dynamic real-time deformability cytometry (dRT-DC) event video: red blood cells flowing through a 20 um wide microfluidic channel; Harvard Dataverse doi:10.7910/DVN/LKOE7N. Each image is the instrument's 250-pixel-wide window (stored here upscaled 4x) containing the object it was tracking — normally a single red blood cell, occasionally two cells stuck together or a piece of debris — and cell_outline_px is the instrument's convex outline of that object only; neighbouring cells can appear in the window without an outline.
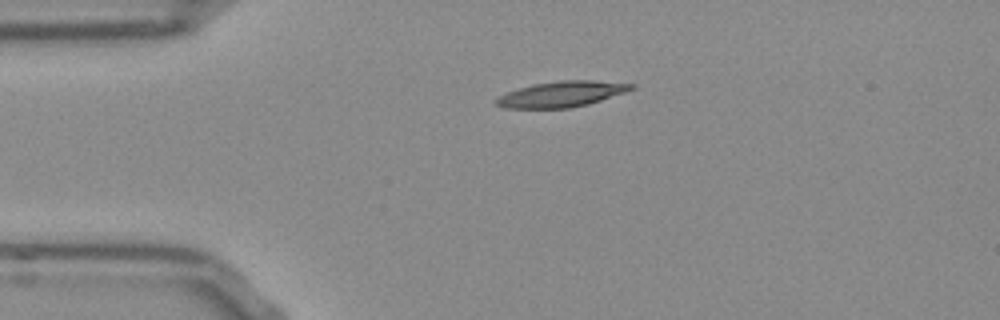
{"species": "Egyptian fruit bat (a non-hibernating species)", "species_latin": "Rousettus aegyptiacus", "temperature_condition": "room temperature", "stored_images_in_passage": 42, "camera_frame_rate_fps": 3000, "um_per_image_px": 0.085, "frame": {"image": 1, "passage_image": 1, "time_ms": 0.0, "image_size_px": [1000, 320], "cell_outline_px": [[636, 88], [588, 104], [568, 108], [504, 108], [496, 104], [492, 100], [508, 92], [532, 84], [560, 80], [596, 80], [636, 84]], "centroid_in_image_um": [47.74, 7.99], "position_along_channel_um": 37.3, "area_um2": 20.17}}
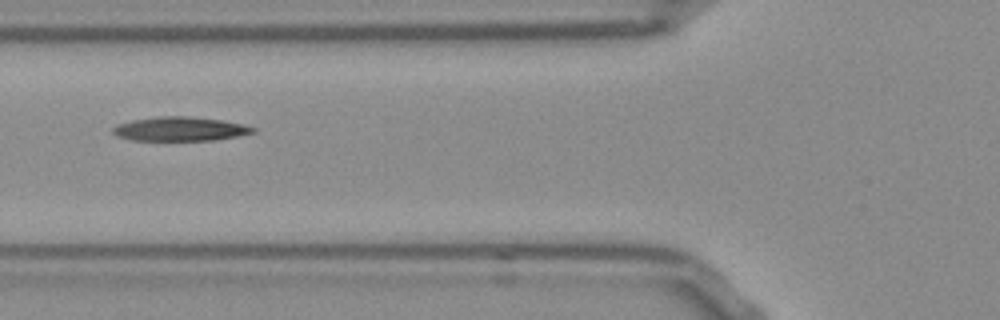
{"frame": {"image": 2, "passage_image": 9, "time_ms": 2.667, "image_size_px": [1000, 320], "cell_outline_px": [[256, 132], [236, 136], [212, 140], [132, 140], [120, 136], [112, 132], [112, 128], [116, 124], [132, 120], [160, 116], [188, 116], [224, 120], [244, 124], [256, 128]], "centroid_in_image_um": [15.33, 10.95], "position_along_channel_um": 110.5, "area_um2": 19.59}}
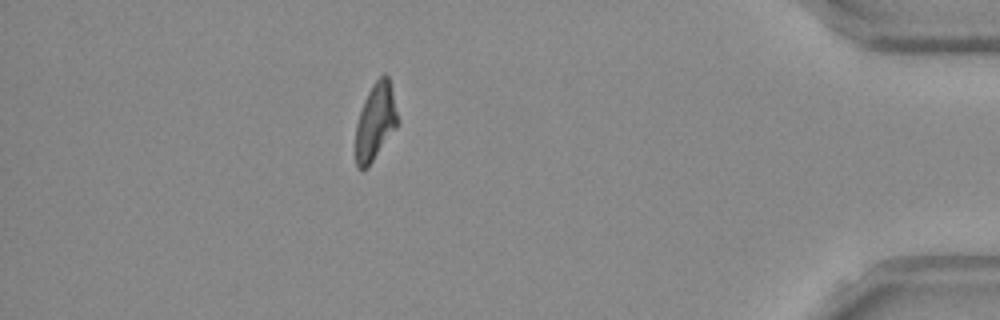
{"frame": {"image": 3, "passage_image": 36, "time_ms": 11.667, "image_size_px": [1000, 320], "cell_outline_px": [[400, 120], [396, 128], [368, 168], [356, 168], [356, 124], [364, 100], [372, 84], [384, 72], [388, 76]], "centroid_in_image_um": [31.93, 10.34], "position_along_channel_um": 403.3, "area_um2": 18.9}, "authors_computed_cell_mechanics": {"area_um2": 19.5942, "velocity_mm_per_s": 3.7988, "shape_relaxation_time_tau1_ms": 9.5456, "shape_relaxation_time_tau2_ms": 9.7468, "deformation_change_tau1": 0.2518, "deformation_change_tau2": 0.1794}}